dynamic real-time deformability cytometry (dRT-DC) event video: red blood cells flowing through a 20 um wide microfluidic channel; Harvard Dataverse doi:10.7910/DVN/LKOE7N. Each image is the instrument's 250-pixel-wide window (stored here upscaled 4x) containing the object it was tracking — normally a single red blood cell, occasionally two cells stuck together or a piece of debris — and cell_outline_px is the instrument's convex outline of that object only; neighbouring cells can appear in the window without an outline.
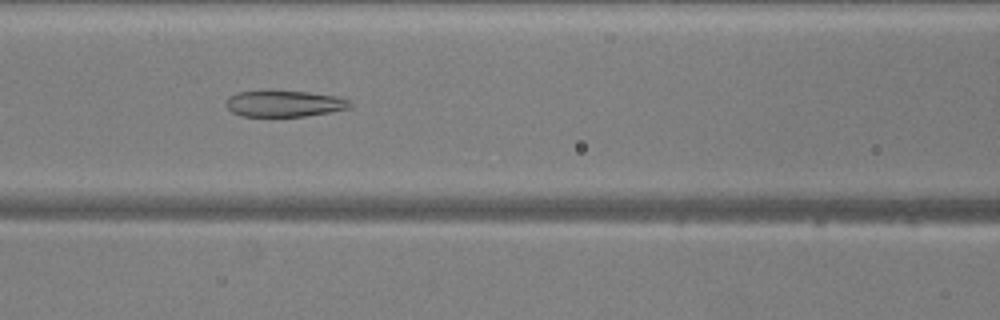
{"species": "common noctule bat (a hibernating species)", "species_latin": "Nyctalus noctula", "temperature_condition": "warm", "stored_images_in_passage": 46, "camera_frame_rate_fps": 3000, "um_per_image_px": 0.085, "animal": {"sex": "male", "body_mass_g": 20.5, "forearm_length_mm": 52.5}, "frame": {"image": 1, "passage_image": 20, "time_ms": 6.333, "image_size_px": [1000, 320], "cell_outline_px": [[352, 104], [348, 108], [332, 112], [304, 116], [240, 116], [232, 112], [224, 104], [228, 96], [236, 92], [308, 92], [336, 96], [348, 100]], "centroid_in_image_um": [24.14, 8.82], "position_along_channel_um": 142.5, "area_um2": 18.67}}
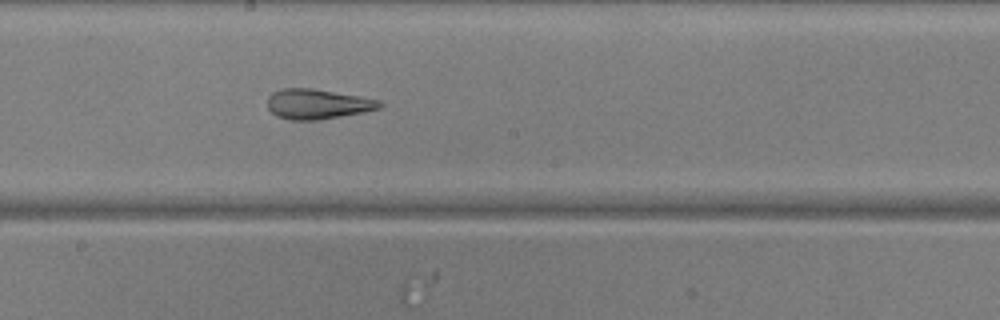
{"frame": {"image": 2, "passage_image": 26, "time_ms": 8.333, "image_size_px": [1000, 320], "cell_outline_px": [[384, 104], [380, 108], [364, 112], [320, 120], [288, 120], [276, 116], [268, 108], [268, 96], [272, 92], [280, 88], [312, 88], [360, 96], [380, 100]], "centroid_in_image_um": [26.98, 8.84], "position_along_channel_um": 221.2, "area_um2": 19.83}}
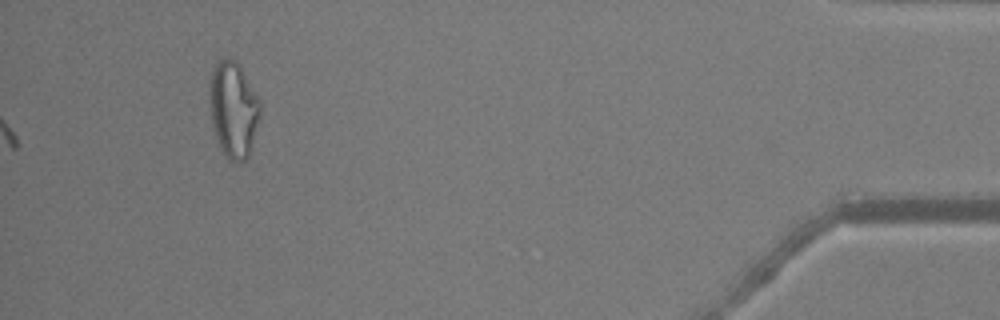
{"frame": {"image": 3, "passage_image": 46, "time_ms": 15.0, "image_size_px": [1000, 320], "cell_outline_px": [[260, 116], [252, 148], [248, 160], [236, 164], [228, 160], [224, 156], [216, 136], [212, 124], [208, 96], [208, 80], [212, 68], [220, 56], [224, 56], [236, 60], [260, 100]], "centroid_in_image_um": [19.81, 9.3], "position_along_channel_um": 415.4, "area_um2": 29.19}, "authors_computed_cell_mechanics": {"area_um2": 19.8254, "velocity_mm_per_s": 3.9352, "shape_relaxation_time_tau1_ms": null, "shape_relaxation_time_tau2_ms": 2.6842, "deformation_change_tau1": null, "deformation_change_tau2": 0.1295}}